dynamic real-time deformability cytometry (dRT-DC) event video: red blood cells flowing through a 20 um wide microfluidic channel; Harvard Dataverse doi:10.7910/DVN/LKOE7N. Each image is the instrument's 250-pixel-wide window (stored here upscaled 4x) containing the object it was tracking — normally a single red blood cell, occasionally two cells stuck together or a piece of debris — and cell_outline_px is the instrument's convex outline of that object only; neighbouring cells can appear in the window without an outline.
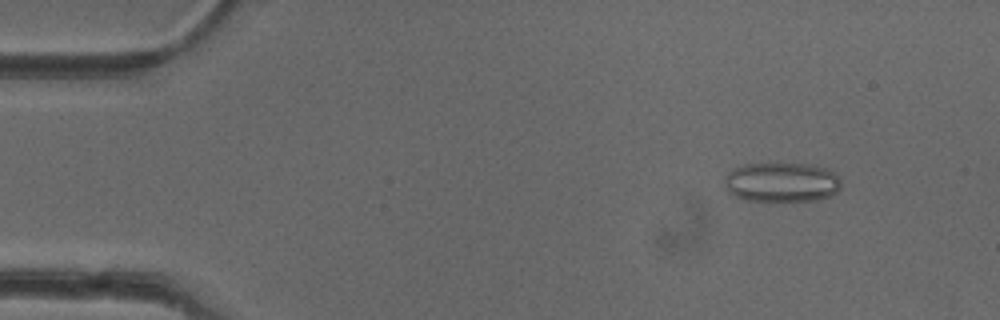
{"species": "common noctule bat (a hibernating species)", "species_latin": "Nyctalus noctula", "temperature_condition": "cold", "stored_images_in_passage": 51, "camera_frame_rate_fps": 3000, "um_per_image_px": 0.085, "animal": {"sex": "female"}, "frame": {"image": 1, "passage_image": 6, "time_ms": 1.667, "image_size_px": [1000, 320], "cell_outline_px": [[840, 188], [836, 192], [828, 196], [816, 200], [744, 200], [728, 192], [724, 188], [724, 176], [728, 172], [744, 164], [804, 164], [824, 168], [840, 176]], "centroid_in_image_um": [66.4, 15.49], "position_along_channel_um": 18.6, "area_um2": 26.65}}
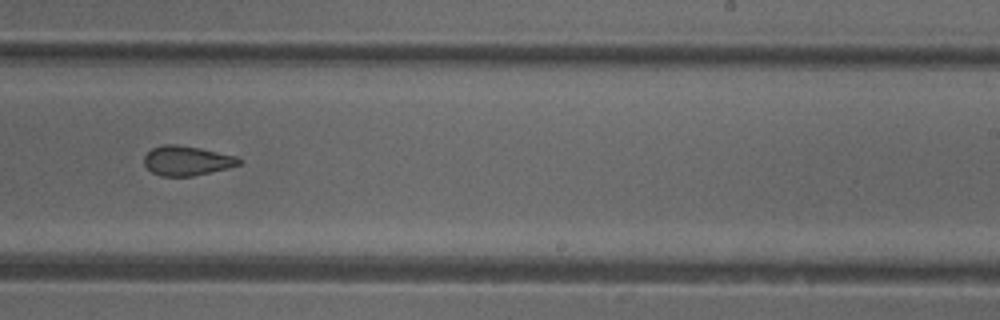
{"frame": {"image": 2, "passage_image": 32, "time_ms": 10.333, "image_size_px": [1000, 320], "cell_outline_px": [[244, 160], [240, 164], [228, 168], [192, 176], [160, 176], [152, 172], [144, 164], [144, 156], [152, 148], [160, 144], [176, 144], [200, 148], [236, 156]], "centroid_in_image_um": [15.88, 13.65], "position_along_channel_um": 273.1, "area_um2": 16.42}}
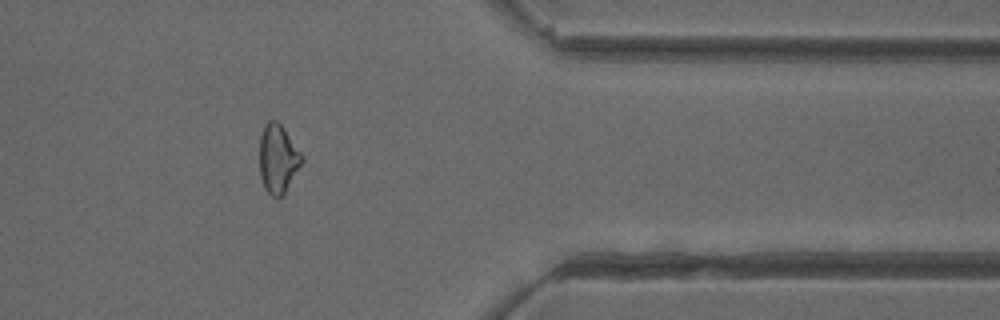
{"frame": {"image": 3, "passage_image": 42, "time_ms": 13.667, "image_size_px": [1000, 320], "cell_outline_px": [[304, 160], [284, 192], [280, 196], [272, 196], [264, 188], [260, 176], [260, 136], [264, 124], [268, 120], [276, 120], [284, 128], [304, 156]], "centroid_in_image_um": [23.62, 13.45], "position_along_channel_um": 387.8, "area_um2": 16.82}, "authors_computed_cell_mechanics": {"area_um2": 18.3804, "velocity_mm_per_s": 3.9973, "shape_relaxation_time_tau1_ms": null, "shape_relaxation_time_tau2_ms": 2.1945, "deformation_change_tau1": null, "deformation_change_tau2": 0.0794}}